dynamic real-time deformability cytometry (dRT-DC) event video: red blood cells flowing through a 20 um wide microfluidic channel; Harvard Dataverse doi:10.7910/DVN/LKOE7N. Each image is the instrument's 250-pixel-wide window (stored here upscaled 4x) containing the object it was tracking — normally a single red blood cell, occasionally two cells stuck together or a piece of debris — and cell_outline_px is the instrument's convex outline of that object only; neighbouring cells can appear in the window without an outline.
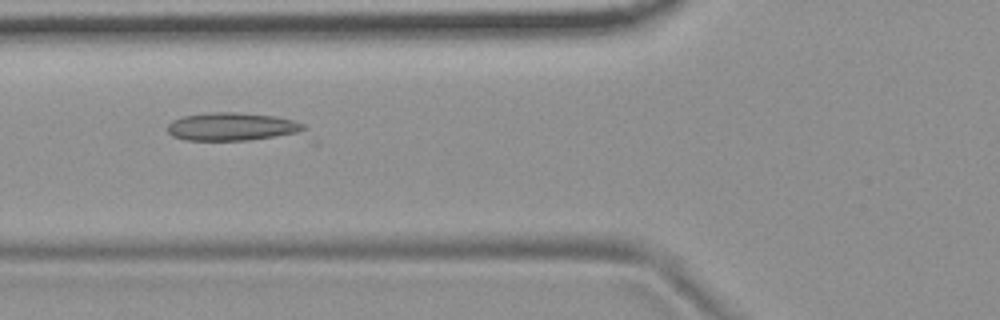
{"species": "common noctule bat (a hibernating species)", "species_latin": "Nyctalus noctula", "temperature_condition": "room temperature", "stored_images_in_passage": 7, "camera_frame_rate_fps": 3000, "um_per_image_px": 0.085, "animal": {"sex": "female", "body_mass_g": 19.9}, "frame": {"image": 1, "passage_image": 2, "time_ms": 0.333, "image_size_px": [1000, 320], "cell_outline_px": [[304, 128], [296, 132], [276, 136], [248, 140], [184, 140], [172, 136], [168, 132], [168, 124], [172, 120], [184, 116], [208, 112], [236, 112], [276, 116], [292, 120], [304, 124]], "centroid_in_image_um": [19.63, 10.75], "position_along_channel_um": 106.2, "area_um2": 22.02}}
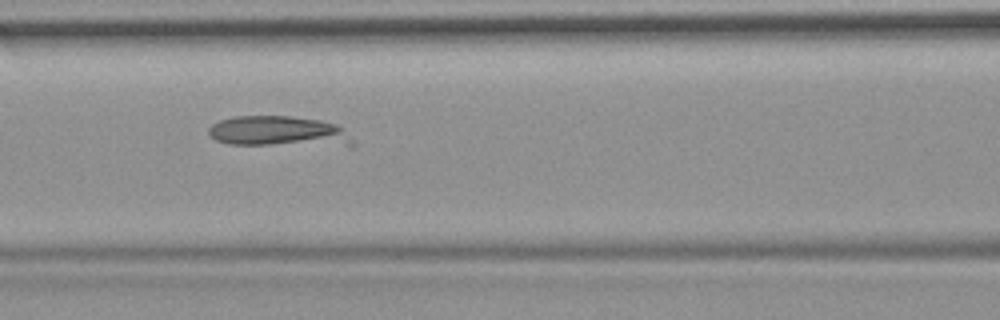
{"frame": {"image": 2, "passage_image": 3, "time_ms": 0.667, "image_size_px": [1000, 320], "cell_outline_px": [[352, 148], [348, 148], [228, 144], [216, 140], [208, 132], [208, 128], [212, 124], [220, 120], [232, 116], [292, 116], [320, 120], [336, 124], [352, 140]], "centroid_in_image_um": [23.75, 11.22], "position_along_channel_um": 142.9, "area_um2": 26.59}}
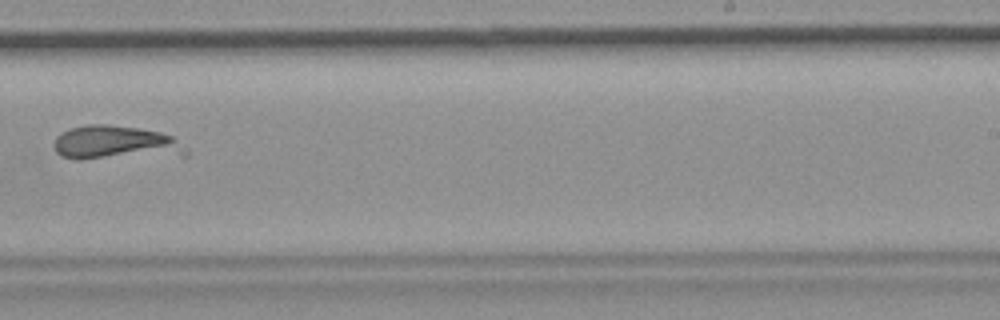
{"frame": {"image": 3, "passage_image": 6, "time_ms": 1.667, "image_size_px": [1000, 320], "cell_outline_px": [[188, 156], [80, 160], [76, 160], [60, 156], [56, 152], [52, 144], [56, 136], [72, 128], [88, 124], [108, 124], [140, 128], [160, 132], [172, 136], [188, 152]], "centroid_in_image_um": [9.81, 12.18], "position_along_channel_um": 279.2, "area_um2": 26.93}}